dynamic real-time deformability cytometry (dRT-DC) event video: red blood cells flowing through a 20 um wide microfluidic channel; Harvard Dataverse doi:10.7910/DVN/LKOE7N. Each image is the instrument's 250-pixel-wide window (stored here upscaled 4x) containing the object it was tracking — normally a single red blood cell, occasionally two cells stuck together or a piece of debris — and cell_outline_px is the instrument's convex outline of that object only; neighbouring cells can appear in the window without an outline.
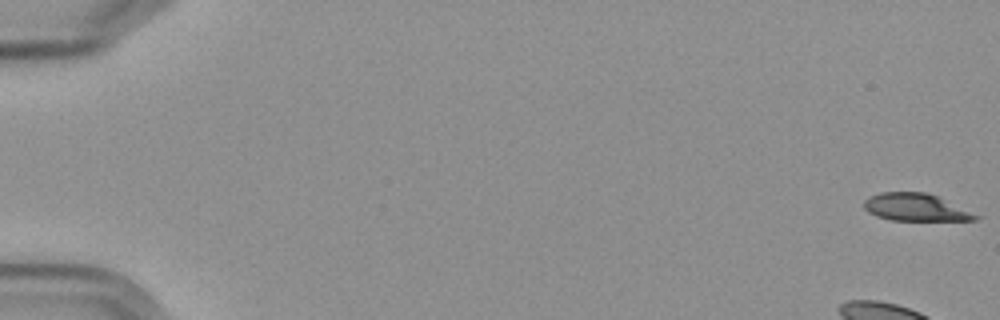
{"species": "Egyptian fruit bat (a non-hibernating species)", "species_latin": "Rousettus aegyptiacus", "temperature_condition": "cold", "stored_images_in_passage": 6, "camera_frame_rate_fps": 3000, "um_per_image_px": 0.085, "frame": {"image": 1, "passage_image": 1, "time_ms": 0.0, "image_size_px": [1000, 320], "cell_outline_px": [[984, 216], [976, 220], [892, 220], [876, 216], [868, 212], [864, 208], [864, 200], [868, 196], [880, 192], [924, 192], [936, 196]], "centroid_in_image_um": [77.84, 17.62], "position_along_channel_um": 7.2, "area_um2": 17.92}}